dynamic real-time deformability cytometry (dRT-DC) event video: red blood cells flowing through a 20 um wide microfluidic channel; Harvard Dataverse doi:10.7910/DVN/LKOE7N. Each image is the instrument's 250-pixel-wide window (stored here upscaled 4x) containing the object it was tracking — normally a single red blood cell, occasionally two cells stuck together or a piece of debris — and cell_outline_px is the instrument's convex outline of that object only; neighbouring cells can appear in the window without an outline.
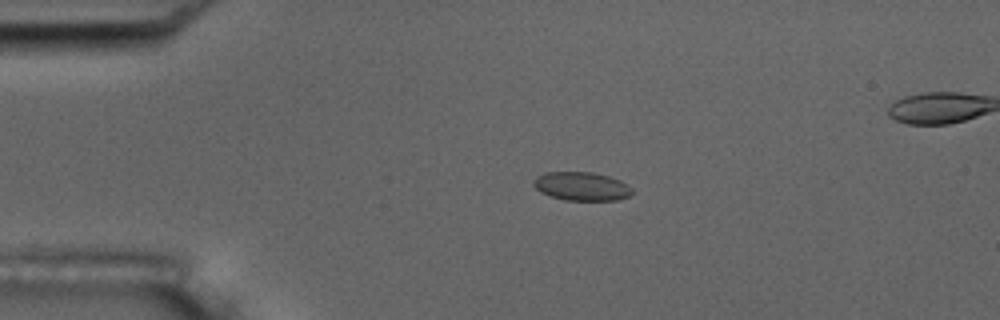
{"species": "common noctule bat (a hibernating species)", "species_latin": "Nyctalus noctula", "temperature_condition": "room temperature", "stored_images_in_passage": 4, "camera_frame_rate_fps": 3000, "um_per_image_px": 0.085, "animal": {"sex": "male", "body_mass_g": 17.5, "forearm_length_mm": 52.3}, "frame": {"image": 1, "passage_image": 2, "time_ms": 1.333, "image_size_px": [1000, 320], "cell_outline_px": [[632, 192], [628, 196], [620, 200], [564, 200], [540, 192], [532, 184], [532, 180], [536, 176], [544, 172], [592, 172], [608, 176], [620, 180], [632, 188]], "centroid_in_image_um": [49.41, 15.83], "position_along_channel_um": 35.6, "area_um2": 16.47}}